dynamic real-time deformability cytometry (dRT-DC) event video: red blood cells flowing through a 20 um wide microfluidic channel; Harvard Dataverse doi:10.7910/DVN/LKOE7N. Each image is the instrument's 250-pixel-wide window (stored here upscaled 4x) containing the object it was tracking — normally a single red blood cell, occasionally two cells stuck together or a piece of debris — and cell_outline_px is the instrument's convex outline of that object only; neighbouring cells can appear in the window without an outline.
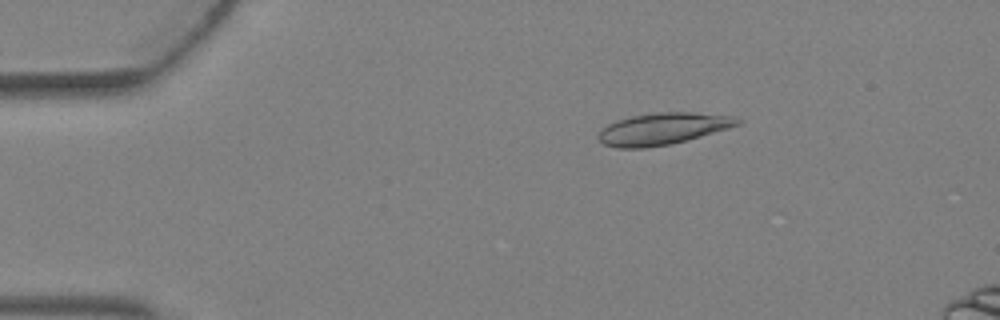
{"species": "Egyptian fruit bat (a non-hibernating species)", "species_latin": "Rousettus aegyptiacus", "temperature_condition": "warm", "stored_images_in_passage": 5, "camera_frame_rate_fps": 3000, "um_per_image_px": 0.085, "animal": {"sex": "female"}, "frame": {"image": 1, "passage_image": 5, "time_ms": 1.333, "image_size_px": [1000, 320], "cell_outline_px": [[744, 120], [740, 124], [728, 128], [688, 140], [668, 144], [644, 148], [616, 148], [604, 144], [596, 136], [600, 128], [616, 120], [632, 116], [656, 112], [692, 112], [736, 116]], "centroid_in_image_um": [56.33, 10.94], "position_along_channel_um": 28.7, "area_um2": 25.95}}